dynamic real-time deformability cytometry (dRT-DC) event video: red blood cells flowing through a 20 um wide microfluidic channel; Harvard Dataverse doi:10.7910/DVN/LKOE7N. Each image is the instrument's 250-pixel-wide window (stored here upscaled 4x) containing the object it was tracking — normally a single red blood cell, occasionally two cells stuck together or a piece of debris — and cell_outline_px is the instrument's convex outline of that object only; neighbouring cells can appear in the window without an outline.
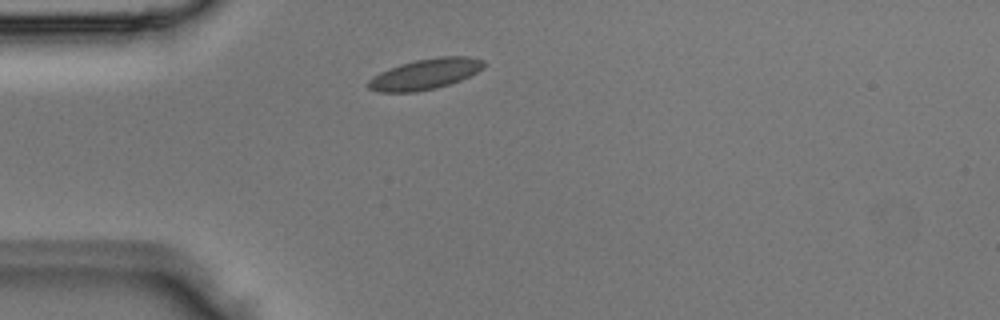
{"species": "Egyptian fruit bat (a non-hibernating species)", "species_latin": "Rousettus aegyptiacus", "temperature_condition": "room temperature", "stored_images_in_passage": 1, "camera_frame_rate_fps": 3000, "um_per_image_px": 0.085, "animal": {"sex": "male"}, "frame": {"image": 1, "passage_image": 1, "time_ms": 0.0, "image_size_px": [1000, 320], "cell_outline_px": [[484, 68], [460, 80], [436, 88], [416, 92], [380, 92], [368, 88], [368, 80], [372, 76], [380, 72], [400, 64], [416, 60], [440, 56], [468, 56], [484, 60]], "centroid_in_image_um": [36.13, 6.29], "position_along_channel_um": 48.9, "area_um2": 20.52}}